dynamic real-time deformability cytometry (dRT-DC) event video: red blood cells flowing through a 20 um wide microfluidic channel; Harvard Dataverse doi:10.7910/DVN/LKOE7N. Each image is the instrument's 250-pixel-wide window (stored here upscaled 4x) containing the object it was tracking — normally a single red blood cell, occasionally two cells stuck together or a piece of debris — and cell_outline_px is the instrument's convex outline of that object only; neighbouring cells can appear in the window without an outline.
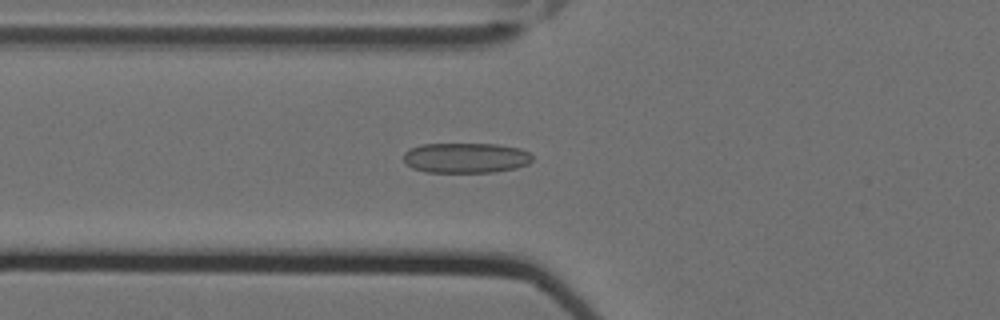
{"species": "Egyptian fruit bat (a non-hibernating species)", "species_latin": "Rousettus aegyptiacus", "temperature_condition": "cold", "stored_images_in_passage": 27, "camera_frame_rate_fps": 3000, "um_per_image_px": 0.085, "animal": {"sex": "female"}, "frame": {"image": 1, "passage_image": 23, "time_ms": 7.333, "image_size_px": [1000, 320], "cell_outline_px": [[532, 160], [528, 164], [516, 168], [492, 172], [424, 172], [412, 168], [404, 160], [404, 152], [420, 144], [496, 144], [520, 148], [528, 152], [532, 156]], "centroid_in_image_um": [39.6, 13.42], "position_along_channel_um": 86.2, "area_um2": 22.66}}
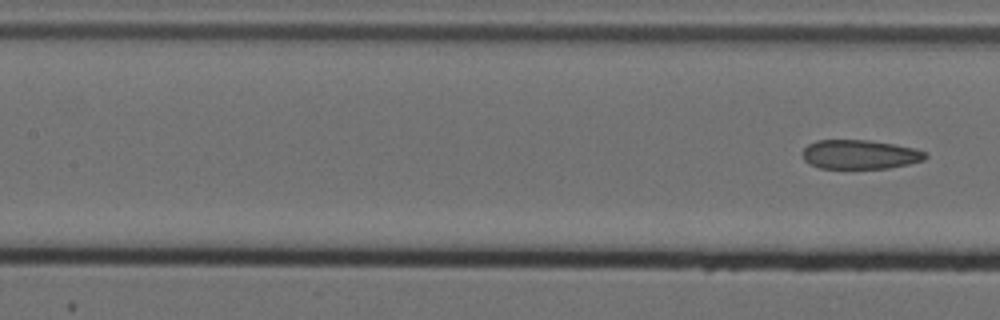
{"frame": {"image": 2, "passage_image": 27, "time_ms": 8.667, "image_size_px": [1000, 320], "cell_outline_px": [[928, 156], [924, 160], [908, 164], [888, 168], [820, 168], [808, 164], [804, 160], [804, 148], [808, 144], [816, 140], [868, 140], [892, 144], [912, 148], [928, 152]], "centroid_in_image_um": [73.09, 13.13], "position_along_channel_um": 134.3, "area_um2": 20.81}}